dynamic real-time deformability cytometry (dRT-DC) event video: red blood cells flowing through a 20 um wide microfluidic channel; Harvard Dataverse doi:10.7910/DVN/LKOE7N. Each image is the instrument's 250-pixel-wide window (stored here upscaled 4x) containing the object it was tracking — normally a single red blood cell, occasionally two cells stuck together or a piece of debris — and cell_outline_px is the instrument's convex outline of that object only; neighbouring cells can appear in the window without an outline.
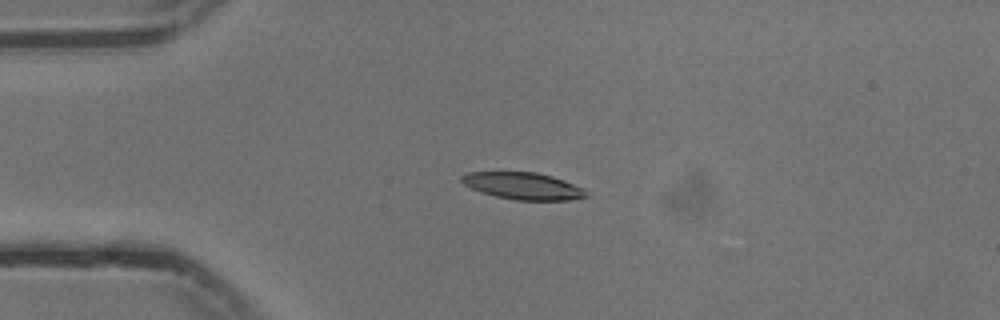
{"species": "common noctule bat (a hibernating species)", "species_latin": "Nyctalus noctula", "temperature_condition": "cold", "stored_images_in_passage": 33, "camera_frame_rate_fps": 3000, "um_per_image_px": 0.085, "animal": {"sex": "male", "body_mass_g": 13.3}, "frame": {"image": 1, "passage_image": 12, "time_ms": 3.667, "image_size_px": [1000, 320], "cell_outline_px": [[588, 196], [572, 200], [516, 200], [496, 196], [480, 192], [464, 184], [460, 180], [460, 176], [468, 172], [536, 172], [552, 176], [564, 180], [584, 188], [588, 192]], "centroid_in_image_um": [44.48, 15.8], "position_along_channel_um": 40.5, "area_um2": 19.65}}
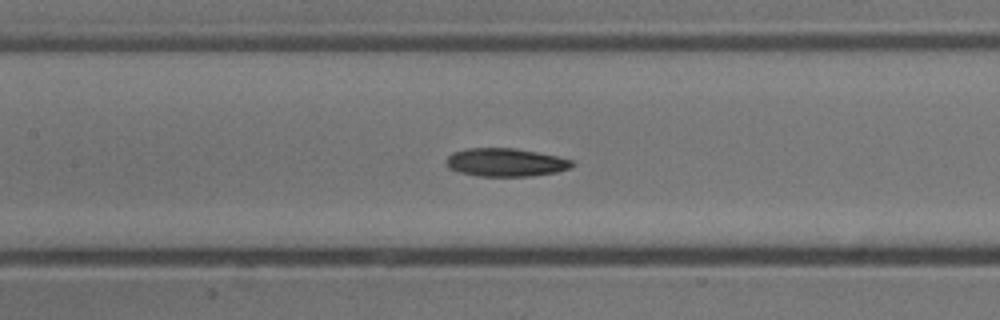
{"frame": {"image": 2, "passage_image": 24, "time_ms": 7.667, "image_size_px": [1000, 320], "cell_outline_px": [[576, 164], [568, 168], [556, 172], [532, 176], [476, 176], [460, 172], [448, 168], [444, 160], [452, 152], [468, 148], [512, 148], [536, 152], [556, 156], [572, 160]], "centroid_in_image_um": [42.94, 13.8], "position_along_channel_um": 164.5, "area_um2": 20.69}}
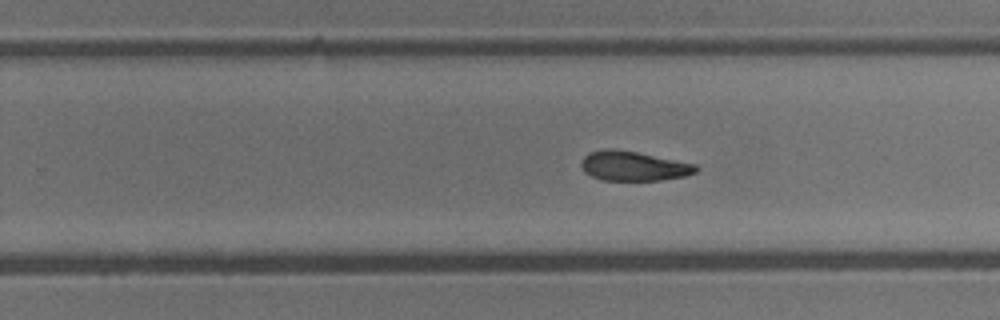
{"frame": {"image": 3, "passage_image": 33, "time_ms": 10.667, "image_size_px": [1000, 320], "cell_outline_px": [[700, 168], [696, 172], [684, 176], [660, 180], [600, 180], [584, 172], [580, 164], [584, 156], [588, 152], [608, 148], [612, 148], [636, 152], [696, 164]], "centroid_in_image_um": [53.82, 14.11], "position_along_channel_um": 276.0, "area_um2": 19.77}}